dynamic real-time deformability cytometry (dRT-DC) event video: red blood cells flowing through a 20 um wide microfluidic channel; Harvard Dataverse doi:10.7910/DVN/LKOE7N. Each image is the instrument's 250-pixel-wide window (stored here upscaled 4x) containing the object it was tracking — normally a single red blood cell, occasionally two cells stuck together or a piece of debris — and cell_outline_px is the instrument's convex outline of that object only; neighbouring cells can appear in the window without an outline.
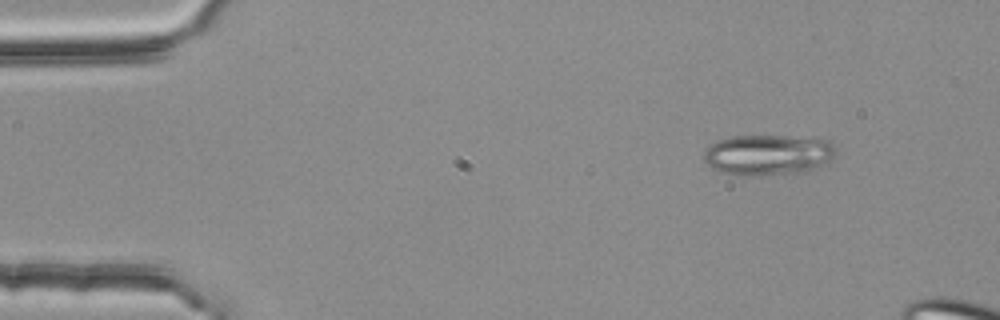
{"species": "common noctule bat (a hibernating species)", "species_latin": "Nyctalus noctula", "temperature_condition": "room temperature", "stored_images_in_passage": 5, "segment_of_instrument_passage": [2, 2], "camera_frame_rate_fps": 3000, "um_per_image_px": 0.085, "animal": {"sex": "female", "body_mass_g": 25.1}, "frame": {"image": 1, "passage_image": 5, "time_ms": 1.333, "image_size_px": [1000, 320], "cell_outline_px": [[836, 152], [828, 160], [816, 168], [804, 172], [748, 176], [724, 172], [712, 168], [704, 164], [704, 152], [712, 144], [720, 140], [732, 136], [784, 136], [828, 140], [832, 144]], "centroid_in_image_um": [65.25, 13.16], "position_along_channel_um": 19.8, "area_um2": 30.81}}